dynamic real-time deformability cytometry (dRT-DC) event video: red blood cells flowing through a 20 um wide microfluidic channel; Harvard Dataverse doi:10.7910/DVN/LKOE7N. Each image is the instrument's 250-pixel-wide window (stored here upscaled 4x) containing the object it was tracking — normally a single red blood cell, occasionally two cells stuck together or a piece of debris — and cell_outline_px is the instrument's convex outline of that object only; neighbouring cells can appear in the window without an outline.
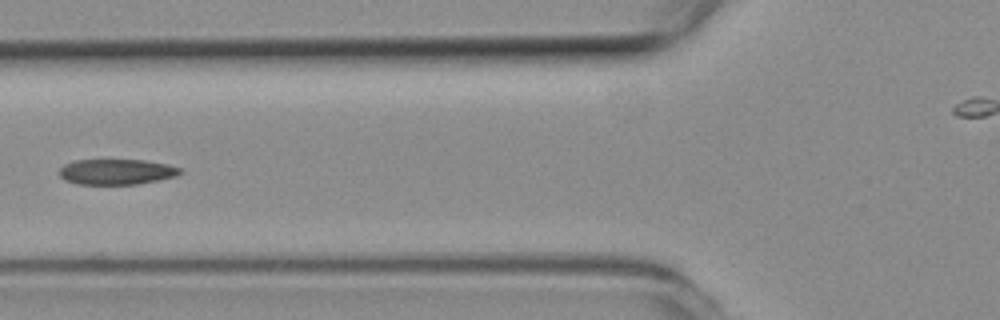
{"species": "common noctule bat (a hibernating species)", "species_latin": "Nyctalus noctula", "temperature_condition": "room temperature", "stored_images_in_passage": 5, "camera_frame_rate_fps": 3000, "um_per_image_px": 0.085, "animal": {"sex": "female", "body_mass_g": 19.3, "forearm_length_mm": 54.1}, "frame": {"image": 1, "passage_image": 5, "time_ms": 1.333, "image_size_px": [1000, 320], "cell_outline_px": [[184, 172], [176, 176], [160, 180], [136, 184], [76, 184], [64, 180], [60, 176], [60, 168], [64, 164], [76, 160], [144, 160], [168, 164], [184, 168]], "centroid_in_image_um": [9.96, 14.6], "position_along_channel_um": 115.8, "area_um2": 18.15}}